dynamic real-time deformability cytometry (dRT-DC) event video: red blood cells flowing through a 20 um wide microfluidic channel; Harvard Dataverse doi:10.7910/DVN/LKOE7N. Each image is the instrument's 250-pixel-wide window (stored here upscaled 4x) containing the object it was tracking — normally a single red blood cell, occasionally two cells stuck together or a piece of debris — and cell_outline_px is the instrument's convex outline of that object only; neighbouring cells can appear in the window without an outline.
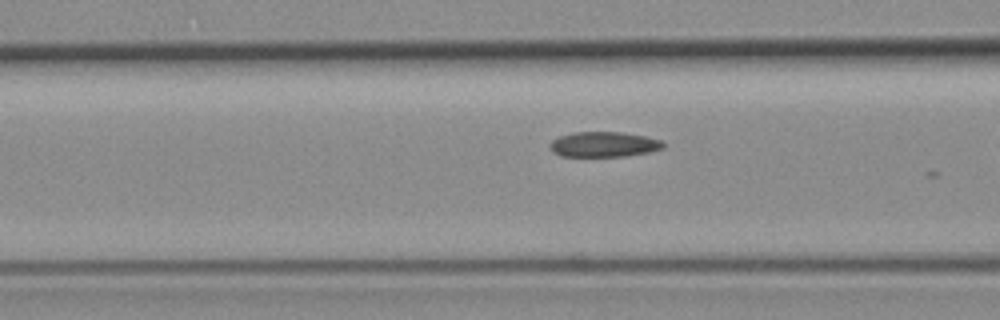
{"species": "common noctule bat (a hibernating species)", "species_latin": "Nyctalus noctula", "temperature_condition": "room temperature", "stored_images_in_passage": 16, "camera_frame_rate_fps": 3000, "um_per_image_px": 0.085, "animal": {"sex": "female", "body_mass_g": 19.3, "forearm_length_mm": 54.1}, "frame": {"image": 1, "passage_image": 13, "time_ms": 4.0, "image_size_px": [1000, 320], "cell_outline_px": [[664, 148], [648, 152], [624, 156], [560, 156], [552, 152], [548, 144], [552, 140], [560, 136], [572, 132], [620, 132], [644, 136], [660, 140], [664, 144]], "centroid_in_image_um": [51.27, 12.27], "position_along_channel_um": 115.3, "area_um2": 16.59}}